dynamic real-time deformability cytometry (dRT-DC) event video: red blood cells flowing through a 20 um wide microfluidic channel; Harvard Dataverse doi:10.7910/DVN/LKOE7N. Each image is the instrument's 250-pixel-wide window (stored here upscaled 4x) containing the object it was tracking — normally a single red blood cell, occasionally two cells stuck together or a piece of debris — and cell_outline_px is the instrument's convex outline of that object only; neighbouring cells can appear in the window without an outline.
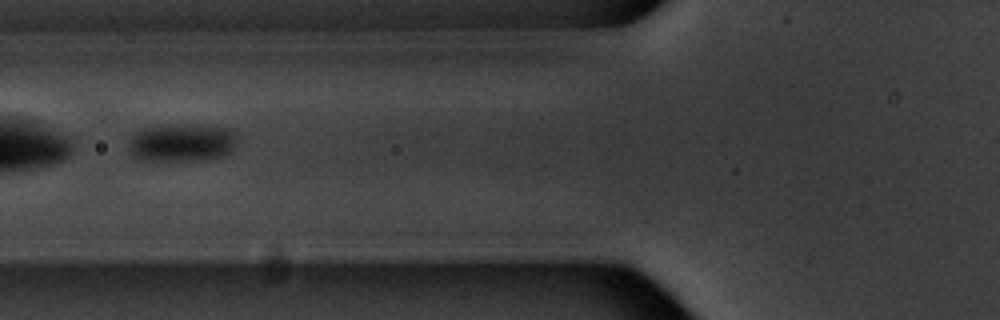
{"species": "common noctule bat (a hibernating species)", "species_latin": "Nyctalus noctula", "temperature_condition": "warm", "stored_images_in_passage": 14, "camera_frame_rate_fps": 3000, "um_per_image_px": 0.085, "animal": {"sex": "male", "body_mass_g": 20.1, "forearm_length_mm": 53.5}, "frame": {"image": 1, "passage_image": 5, "time_ms": 5.667, "image_size_px": [1000, 320], "cell_outline_px": [[236, 140], [232, 148], [224, 156], [192, 160], [144, 160], [132, 156], [128, 148], [132, 136], [136, 132], [144, 128], [160, 124], [196, 124], [232, 128], [236, 132]], "centroid_in_image_um": [15.45, 12.08], "position_along_channel_um": 110.3, "area_um2": 24.22}, "authors_computed_cell_mechanics": {"area_um2": 24.1893, "velocity_mm_per_s": 3.4382, "shape_relaxation_time_tau1_ms": 5.0724, "shape_relaxation_time_tau2_ms": null, "deformation_change_tau1": 0.1286, "deformation_change_tau2": null}}